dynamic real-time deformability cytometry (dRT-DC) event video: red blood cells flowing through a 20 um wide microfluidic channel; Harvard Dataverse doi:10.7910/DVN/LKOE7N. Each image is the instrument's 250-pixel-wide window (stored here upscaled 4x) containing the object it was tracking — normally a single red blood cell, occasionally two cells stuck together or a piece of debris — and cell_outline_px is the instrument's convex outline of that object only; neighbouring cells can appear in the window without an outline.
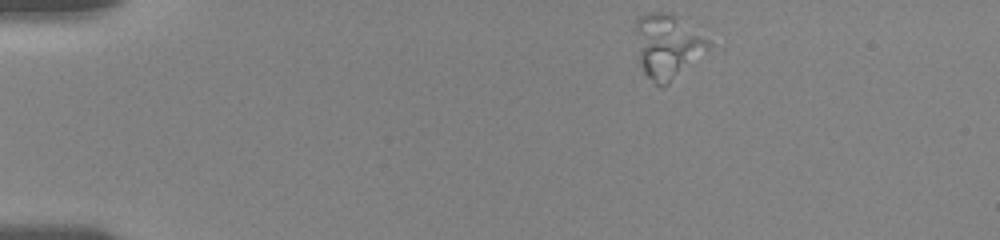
{"species": "human", "species_latin": "Homo sapiens", "temperature_condition": "room temperature", "stored_images_in_passage": 30, "camera_frame_rate_fps": 3000, "um_per_image_px": 0.085, "donor": {"sex": "female"}, "frame": {"image": 1, "passage_image": 1, "time_ms": 0.0, "image_size_px": [1000, 240], "cell_outline_px": [[724, 52], [664, 88], [660, 88], [644, 72], [640, 60], [636, 28], [636, 16], [648, 12], [664, 12], [672, 16], [724, 48]], "centroid_in_image_um": [57.06, 4.07], "position_along_channel_um": 27.9, "area_um2": 29.88}}
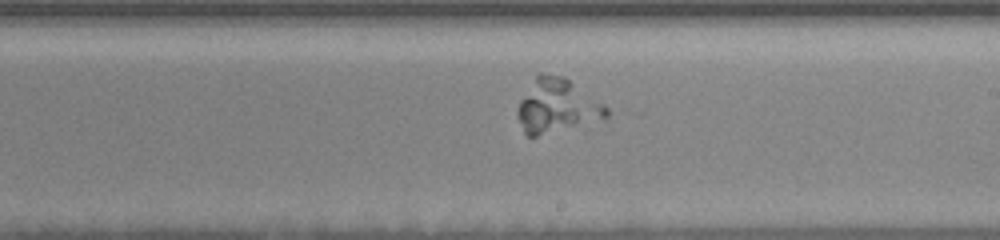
{"frame": {"image": 2, "passage_image": 18, "time_ms": 8.333, "image_size_px": [1000, 240], "cell_outline_px": [[576, 120], [568, 124], [536, 136], [528, 136], [524, 132], [516, 116], [516, 112], [520, 100], [536, 76], [540, 72], [544, 72], [564, 76], [572, 84], [576, 112]], "centroid_in_image_um": [46.46, 8.9], "position_along_channel_um": 242.5, "area_um2": 20.4}}
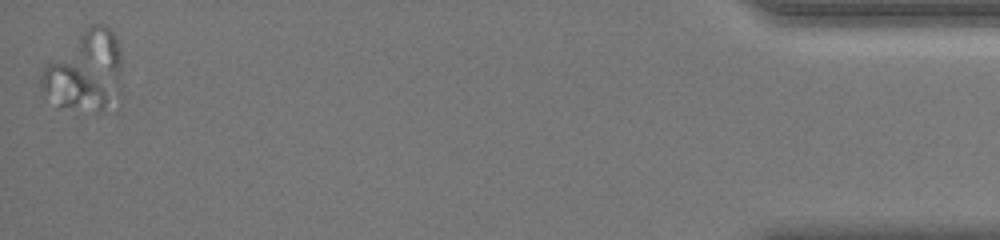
{"frame": {"image": 3, "passage_image": 30, "time_ms": 15.667, "image_size_px": [1000, 240], "cell_outline_px": [[120, 92], [96, 116], [56, 108], [40, 96], [40, 76], [44, 68], [88, 24], [104, 24], [116, 36], [120, 44]], "centroid_in_image_um": [7.16, 6.16], "position_along_channel_um": 428.0, "area_um2": 38.96}}